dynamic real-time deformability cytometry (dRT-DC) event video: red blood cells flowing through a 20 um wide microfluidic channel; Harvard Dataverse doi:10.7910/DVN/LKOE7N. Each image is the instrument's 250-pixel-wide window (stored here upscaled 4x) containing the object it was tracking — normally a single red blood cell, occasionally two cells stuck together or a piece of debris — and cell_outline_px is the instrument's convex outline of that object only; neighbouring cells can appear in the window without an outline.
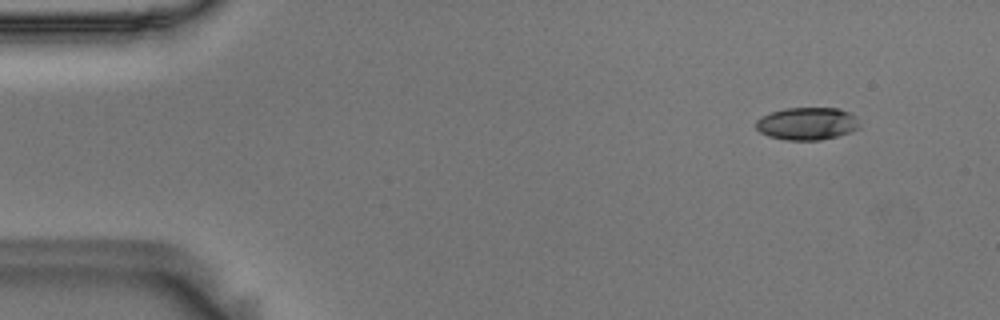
{"species": "Egyptian fruit bat (a non-hibernating species)", "species_latin": "Rousettus aegyptiacus", "temperature_condition": "room temperature", "stored_images_in_passage": 52, "camera_frame_rate_fps": 3000, "um_per_image_px": 0.085, "animal": {"sex": "male"}, "frame": {"image": 1, "passage_image": 2, "time_ms": 0.333, "image_size_px": [1000, 320], "cell_outline_px": [[860, 128], [836, 136], [820, 140], [784, 140], [768, 136], [760, 132], [756, 128], [756, 120], [772, 112], [784, 108], [836, 108], [848, 112], [856, 116], [860, 124]], "centroid_in_image_um": [68.61, 10.51], "position_along_channel_um": 16.4, "area_um2": 19.59}}
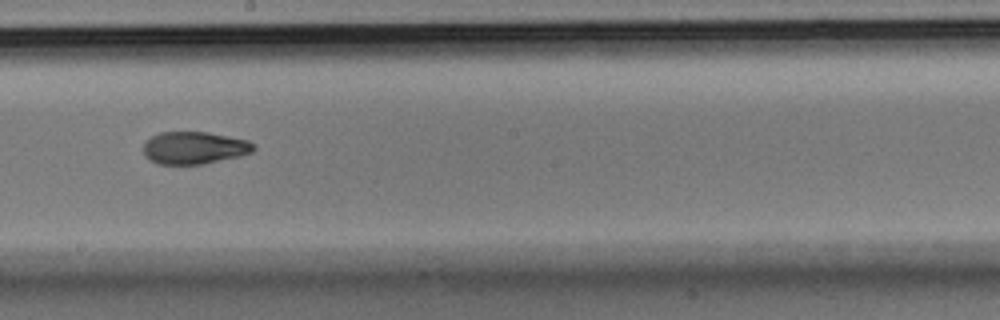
{"frame": {"image": 2, "passage_image": 28, "time_ms": 9.0, "image_size_px": [1000, 320], "cell_outline_px": [[256, 148], [252, 152], [240, 156], [204, 164], [156, 164], [144, 156], [144, 140], [160, 132], [208, 132], [248, 140], [256, 144]], "centroid_in_image_um": [16.51, 12.57], "position_along_channel_um": 231.7, "area_um2": 21.04}}
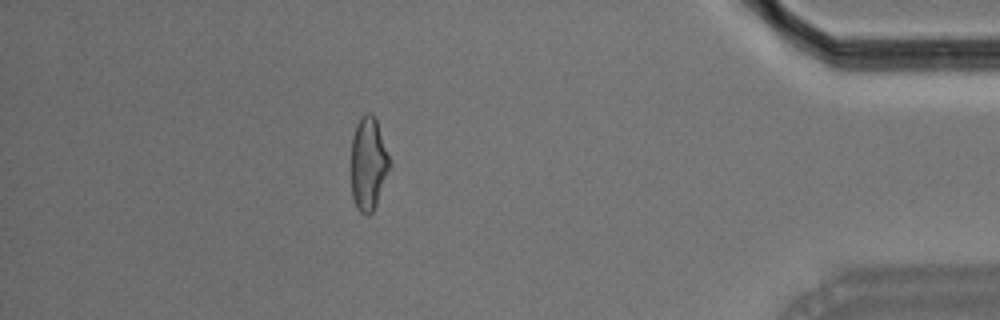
{"frame": {"image": 3, "passage_image": 46, "time_ms": 15.0, "image_size_px": [1000, 320], "cell_outline_px": [[392, 168], [376, 204], [372, 212], [368, 216], [360, 212], [356, 208], [352, 196], [352, 136], [356, 124], [360, 116], [364, 112], [372, 112], [376, 116], [392, 164]], "centroid_in_image_um": [31.34, 13.87], "position_along_channel_um": 403.9, "area_um2": 21.5}, "authors_computed_cell_mechanics": {"area_um2": 21.2704, "velocity_mm_per_s": 3.6091, "shape_relaxation_time_tau1_ms": 4.3494, "shape_relaxation_time_tau2_ms": 3.0739, "deformation_change_tau1": 0.1866, "deformation_change_tau2": 0.0898}}